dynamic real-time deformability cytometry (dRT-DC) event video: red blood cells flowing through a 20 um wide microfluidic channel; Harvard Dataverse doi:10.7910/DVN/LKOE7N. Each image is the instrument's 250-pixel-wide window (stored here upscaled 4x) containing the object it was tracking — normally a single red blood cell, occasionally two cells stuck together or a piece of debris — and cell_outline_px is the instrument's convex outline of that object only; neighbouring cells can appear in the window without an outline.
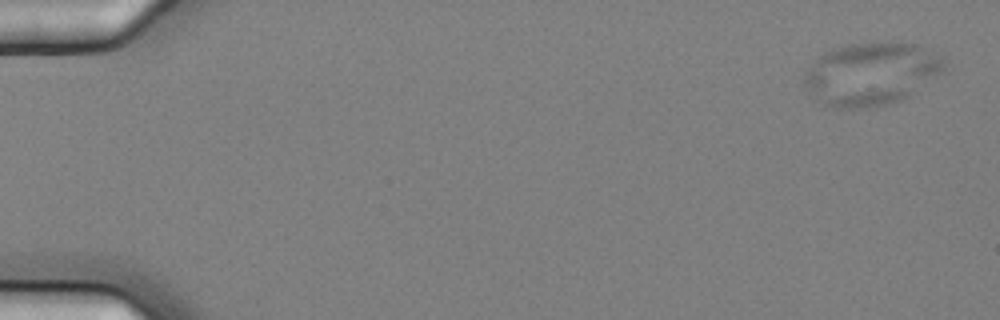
{"species": "common noctule bat (a hibernating species)", "species_latin": "Nyctalus noctula", "temperature_condition": "cold", "stored_images_in_passage": 6, "camera_frame_rate_fps": 3000, "um_per_image_px": 0.085, "animal": {"sex": "female", "body_mass_g": 25.1}, "frame": {"image": 1, "passage_image": 1, "time_ms": 0.0, "image_size_px": [1000, 320], "cell_outline_px": [[944, 72], [908, 96], [900, 100], [876, 108], [836, 108], [824, 104], [816, 100], [804, 84], [804, 72], [816, 56], [824, 52], [848, 44], [900, 40], [916, 44], [944, 56]], "centroid_in_image_um": [74.06, 6.25], "position_along_channel_um": 10.9, "area_um2": 52.08}}
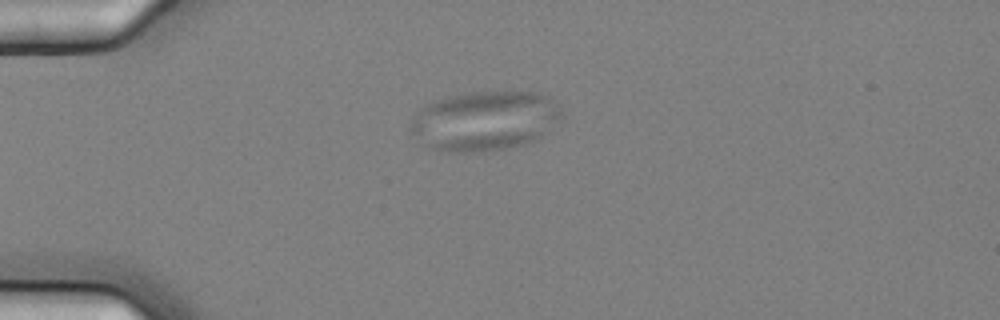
{"frame": {"image": 2, "passage_image": 4, "time_ms": 1.0, "image_size_px": [1000, 320], "cell_outline_px": [[560, 112], [544, 132], [536, 140], [524, 144], [504, 148], [472, 152], [448, 152], [424, 148], [408, 128], [416, 112], [420, 108], [436, 100], [472, 92], [504, 88], [540, 92], [548, 96], [556, 104]], "centroid_in_image_um": [41.11, 10.24], "position_along_channel_um": 43.9, "area_um2": 52.71}}